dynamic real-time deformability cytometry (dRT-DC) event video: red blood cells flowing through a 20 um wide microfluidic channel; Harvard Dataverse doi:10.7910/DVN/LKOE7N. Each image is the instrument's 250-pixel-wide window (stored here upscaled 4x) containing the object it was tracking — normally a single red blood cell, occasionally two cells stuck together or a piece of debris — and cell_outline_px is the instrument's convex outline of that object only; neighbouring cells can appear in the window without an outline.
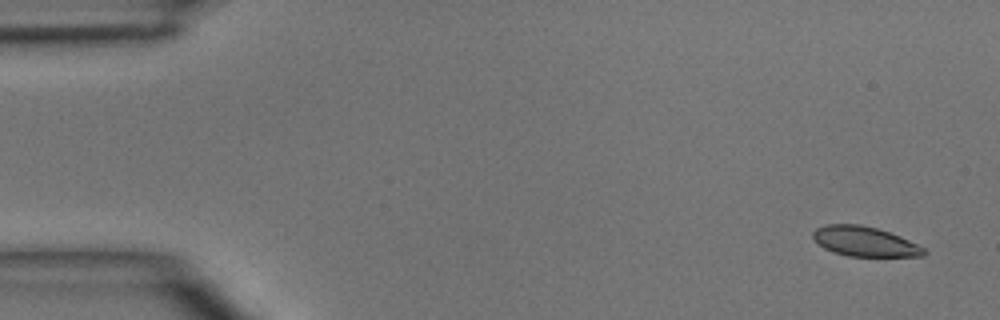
{"species": "common noctule bat (a hibernating species)", "species_latin": "Nyctalus noctula", "temperature_condition": "room temperature", "stored_images_in_passage": 4, "camera_frame_rate_fps": 3000, "um_per_image_px": 0.085, "animal": {"sex": "male", "body_mass_g": 15.6}, "frame": {"image": 1, "passage_image": 1, "time_ms": 0.0, "image_size_px": [1000, 320], "cell_outline_px": [[928, 252], [924, 256], [848, 256], [824, 248], [812, 236], [812, 232], [816, 228], [828, 224], [860, 224], [876, 228], [900, 236], [924, 248]], "centroid_in_image_um": [73.5, 20.52], "position_along_channel_um": 11.5, "area_um2": 19.02}}
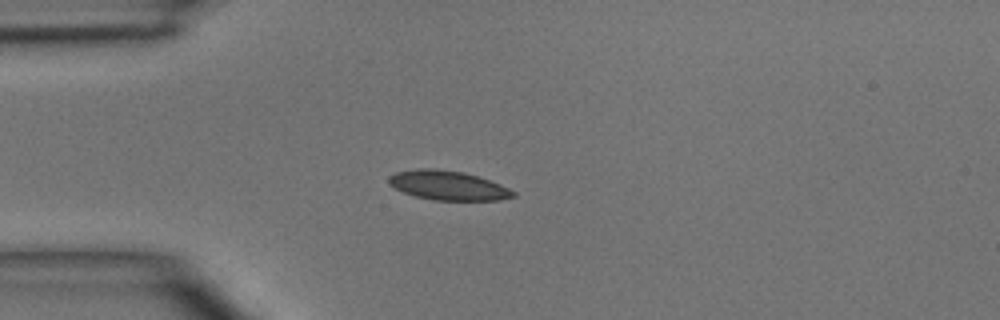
{"frame": {"image": 2, "passage_image": 4, "time_ms": 3.333, "image_size_px": [1000, 320], "cell_outline_px": [[516, 196], [500, 200], [436, 200], [416, 196], [404, 192], [388, 184], [388, 176], [396, 172], [420, 168], [432, 168], [464, 172], [500, 184], [516, 192]], "centroid_in_image_um": [38.08, 15.76], "position_along_channel_um": 46.9, "area_um2": 21.1}}